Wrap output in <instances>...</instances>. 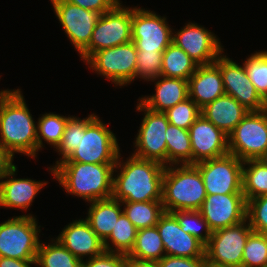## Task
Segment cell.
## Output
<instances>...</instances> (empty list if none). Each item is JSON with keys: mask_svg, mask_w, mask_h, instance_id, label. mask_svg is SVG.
<instances>
[{"mask_svg": "<svg viewBox=\"0 0 267 267\" xmlns=\"http://www.w3.org/2000/svg\"><path fill=\"white\" fill-rule=\"evenodd\" d=\"M156 227L167 256L205 257V245L191 234L185 233L171 213L165 212Z\"/></svg>", "mask_w": 267, "mask_h": 267, "instance_id": "cell-20", "label": "cell"}, {"mask_svg": "<svg viewBox=\"0 0 267 267\" xmlns=\"http://www.w3.org/2000/svg\"><path fill=\"white\" fill-rule=\"evenodd\" d=\"M164 113L171 125L189 130L190 126L200 116L201 109L190 98H187Z\"/></svg>", "mask_w": 267, "mask_h": 267, "instance_id": "cell-38", "label": "cell"}, {"mask_svg": "<svg viewBox=\"0 0 267 267\" xmlns=\"http://www.w3.org/2000/svg\"><path fill=\"white\" fill-rule=\"evenodd\" d=\"M55 239L81 261H84L86 257L89 259L105 251L104 242L84 218L70 222Z\"/></svg>", "mask_w": 267, "mask_h": 267, "instance_id": "cell-21", "label": "cell"}, {"mask_svg": "<svg viewBox=\"0 0 267 267\" xmlns=\"http://www.w3.org/2000/svg\"><path fill=\"white\" fill-rule=\"evenodd\" d=\"M249 80L257 93L267 103V50L255 51L244 60Z\"/></svg>", "mask_w": 267, "mask_h": 267, "instance_id": "cell-35", "label": "cell"}, {"mask_svg": "<svg viewBox=\"0 0 267 267\" xmlns=\"http://www.w3.org/2000/svg\"><path fill=\"white\" fill-rule=\"evenodd\" d=\"M242 267H267V235L253 231L248 236Z\"/></svg>", "mask_w": 267, "mask_h": 267, "instance_id": "cell-37", "label": "cell"}, {"mask_svg": "<svg viewBox=\"0 0 267 267\" xmlns=\"http://www.w3.org/2000/svg\"><path fill=\"white\" fill-rule=\"evenodd\" d=\"M246 219L254 232L267 235V194L247 201Z\"/></svg>", "mask_w": 267, "mask_h": 267, "instance_id": "cell-40", "label": "cell"}, {"mask_svg": "<svg viewBox=\"0 0 267 267\" xmlns=\"http://www.w3.org/2000/svg\"><path fill=\"white\" fill-rule=\"evenodd\" d=\"M40 242L36 254V265L38 267H81L82 261L76 258L54 237L50 243Z\"/></svg>", "mask_w": 267, "mask_h": 267, "instance_id": "cell-30", "label": "cell"}, {"mask_svg": "<svg viewBox=\"0 0 267 267\" xmlns=\"http://www.w3.org/2000/svg\"><path fill=\"white\" fill-rule=\"evenodd\" d=\"M88 203L90 206L85 220L104 242L112 233L119 216L123 213V205L113 197Z\"/></svg>", "mask_w": 267, "mask_h": 267, "instance_id": "cell-25", "label": "cell"}, {"mask_svg": "<svg viewBox=\"0 0 267 267\" xmlns=\"http://www.w3.org/2000/svg\"><path fill=\"white\" fill-rule=\"evenodd\" d=\"M21 89H11L0 101V144L14 160L16 154L37 157V122Z\"/></svg>", "mask_w": 267, "mask_h": 267, "instance_id": "cell-2", "label": "cell"}, {"mask_svg": "<svg viewBox=\"0 0 267 267\" xmlns=\"http://www.w3.org/2000/svg\"><path fill=\"white\" fill-rule=\"evenodd\" d=\"M13 161L0 144V176L13 164Z\"/></svg>", "mask_w": 267, "mask_h": 267, "instance_id": "cell-46", "label": "cell"}, {"mask_svg": "<svg viewBox=\"0 0 267 267\" xmlns=\"http://www.w3.org/2000/svg\"><path fill=\"white\" fill-rule=\"evenodd\" d=\"M166 20L155 11L132 7L131 33L137 51H165L173 38V28Z\"/></svg>", "mask_w": 267, "mask_h": 267, "instance_id": "cell-13", "label": "cell"}, {"mask_svg": "<svg viewBox=\"0 0 267 267\" xmlns=\"http://www.w3.org/2000/svg\"><path fill=\"white\" fill-rule=\"evenodd\" d=\"M85 63L92 71L115 86H127L135 80L137 49L133 41L94 52Z\"/></svg>", "mask_w": 267, "mask_h": 267, "instance_id": "cell-8", "label": "cell"}, {"mask_svg": "<svg viewBox=\"0 0 267 267\" xmlns=\"http://www.w3.org/2000/svg\"><path fill=\"white\" fill-rule=\"evenodd\" d=\"M72 116H64L55 113L41 114V117L37 121V154L44 147L43 140L53 146L54 150L58 147L61 142L66 123Z\"/></svg>", "mask_w": 267, "mask_h": 267, "instance_id": "cell-31", "label": "cell"}, {"mask_svg": "<svg viewBox=\"0 0 267 267\" xmlns=\"http://www.w3.org/2000/svg\"><path fill=\"white\" fill-rule=\"evenodd\" d=\"M126 260V254L104 251L95 257L86 258L81 267H125Z\"/></svg>", "mask_w": 267, "mask_h": 267, "instance_id": "cell-41", "label": "cell"}, {"mask_svg": "<svg viewBox=\"0 0 267 267\" xmlns=\"http://www.w3.org/2000/svg\"><path fill=\"white\" fill-rule=\"evenodd\" d=\"M188 89L189 98L200 109L225 95L220 68L215 63L198 65L188 80Z\"/></svg>", "mask_w": 267, "mask_h": 267, "instance_id": "cell-22", "label": "cell"}, {"mask_svg": "<svg viewBox=\"0 0 267 267\" xmlns=\"http://www.w3.org/2000/svg\"><path fill=\"white\" fill-rule=\"evenodd\" d=\"M167 166L192 164L189 130L169 124L166 130Z\"/></svg>", "mask_w": 267, "mask_h": 267, "instance_id": "cell-26", "label": "cell"}, {"mask_svg": "<svg viewBox=\"0 0 267 267\" xmlns=\"http://www.w3.org/2000/svg\"><path fill=\"white\" fill-rule=\"evenodd\" d=\"M132 7L118 2L110 11L101 14L92 32L89 45L79 54L85 62L94 52L132 41Z\"/></svg>", "mask_w": 267, "mask_h": 267, "instance_id": "cell-7", "label": "cell"}, {"mask_svg": "<svg viewBox=\"0 0 267 267\" xmlns=\"http://www.w3.org/2000/svg\"><path fill=\"white\" fill-rule=\"evenodd\" d=\"M32 214L19 215L0 223V257L35 260L40 245V227Z\"/></svg>", "mask_w": 267, "mask_h": 267, "instance_id": "cell-6", "label": "cell"}, {"mask_svg": "<svg viewBox=\"0 0 267 267\" xmlns=\"http://www.w3.org/2000/svg\"><path fill=\"white\" fill-rule=\"evenodd\" d=\"M165 249L156 226L138 230L128 257L138 260L158 261L165 256Z\"/></svg>", "mask_w": 267, "mask_h": 267, "instance_id": "cell-27", "label": "cell"}, {"mask_svg": "<svg viewBox=\"0 0 267 267\" xmlns=\"http://www.w3.org/2000/svg\"><path fill=\"white\" fill-rule=\"evenodd\" d=\"M137 232L138 230L123 212L112 229V233L104 241L105 251L127 255L134 246Z\"/></svg>", "mask_w": 267, "mask_h": 267, "instance_id": "cell-33", "label": "cell"}, {"mask_svg": "<svg viewBox=\"0 0 267 267\" xmlns=\"http://www.w3.org/2000/svg\"><path fill=\"white\" fill-rule=\"evenodd\" d=\"M192 164L229 153L228 135L218 129L202 114L189 128Z\"/></svg>", "mask_w": 267, "mask_h": 267, "instance_id": "cell-18", "label": "cell"}, {"mask_svg": "<svg viewBox=\"0 0 267 267\" xmlns=\"http://www.w3.org/2000/svg\"><path fill=\"white\" fill-rule=\"evenodd\" d=\"M125 267H158L157 261L133 259L127 256Z\"/></svg>", "mask_w": 267, "mask_h": 267, "instance_id": "cell-45", "label": "cell"}, {"mask_svg": "<svg viewBox=\"0 0 267 267\" xmlns=\"http://www.w3.org/2000/svg\"><path fill=\"white\" fill-rule=\"evenodd\" d=\"M171 214L177 219L185 233L191 234L204 245L208 243L212 231L198 210L175 211L171 212Z\"/></svg>", "mask_w": 267, "mask_h": 267, "instance_id": "cell-36", "label": "cell"}, {"mask_svg": "<svg viewBox=\"0 0 267 267\" xmlns=\"http://www.w3.org/2000/svg\"><path fill=\"white\" fill-rule=\"evenodd\" d=\"M248 112L249 110L235 98L226 94L201 109V114L227 135L235 129Z\"/></svg>", "mask_w": 267, "mask_h": 267, "instance_id": "cell-24", "label": "cell"}, {"mask_svg": "<svg viewBox=\"0 0 267 267\" xmlns=\"http://www.w3.org/2000/svg\"><path fill=\"white\" fill-rule=\"evenodd\" d=\"M214 32L197 23L188 22L174 32L172 43L180 47L196 64L214 63L224 48Z\"/></svg>", "mask_w": 267, "mask_h": 267, "instance_id": "cell-14", "label": "cell"}, {"mask_svg": "<svg viewBox=\"0 0 267 267\" xmlns=\"http://www.w3.org/2000/svg\"><path fill=\"white\" fill-rule=\"evenodd\" d=\"M50 3L65 35L80 54L89 45L92 32L101 14L64 0H50Z\"/></svg>", "mask_w": 267, "mask_h": 267, "instance_id": "cell-15", "label": "cell"}, {"mask_svg": "<svg viewBox=\"0 0 267 267\" xmlns=\"http://www.w3.org/2000/svg\"><path fill=\"white\" fill-rule=\"evenodd\" d=\"M267 149V108L249 111L228 135L229 153L246 161L258 159Z\"/></svg>", "mask_w": 267, "mask_h": 267, "instance_id": "cell-10", "label": "cell"}, {"mask_svg": "<svg viewBox=\"0 0 267 267\" xmlns=\"http://www.w3.org/2000/svg\"><path fill=\"white\" fill-rule=\"evenodd\" d=\"M17 168L13 163L0 176V207L27 212L37 194L48 182L35 181L31 178H15Z\"/></svg>", "mask_w": 267, "mask_h": 267, "instance_id": "cell-19", "label": "cell"}, {"mask_svg": "<svg viewBox=\"0 0 267 267\" xmlns=\"http://www.w3.org/2000/svg\"><path fill=\"white\" fill-rule=\"evenodd\" d=\"M149 81L155 83V94L144 97L142 95L137 100L152 111L164 113L189 98L188 81L185 79L160 75Z\"/></svg>", "mask_w": 267, "mask_h": 267, "instance_id": "cell-23", "label": "cell"}, {"mask_svg": "<svg viewBox=\"0 0 267 267\" xmlns=\"http://www.w3.org/2000/svg\"><path fill=\"white\" fill-rule=\"evenodd\" d=\"M206 196L202 175L194 164L165 166L162 188L165 212L199 210Z\"/></svg>", "mask_w": 267, "mask_h": 267, "instance_id": "cell-4", "label": "cell"}, {"mask_svg": "<svg viewBox=\"0 0 267 267\" xmlns=\"http://www.w3.org/2000/svg\"><path fill=\"white\" fill-rule=\"evenodd\" d=\"M136 110L144 113L134 140V147L136 149L131 154L137 158L156 161L167 166L165 134L170 123L166 114L148 109L139 100Z\"/></svg>", "mask_w": 267, "mask_h": 267, "instance_id": "cell-9", "label": "cell"}, {"mask_svg": "<svg viewBox=\"0 0 267 267\" xmlns=\"http://www.w3.org/2000/svg\"><path fill=\"white\" fill-rule=\"evenodd\" d=\"M197 67L198 64L174 43L163 52L161 76L188 81Z\"/></svg>", "mask_w": 267, "mask_h": 267, "instance_id": "cell-28", "label": "cell"}, {"mask_svg": "<svg viewBox=\"0 0 267 267\" xmlns=\"http://www.w3.org/2000/svg\"><path fill=\"white\" fill-rule=\"evenodd\" d=\"M115 165L60 162L53 177L68 195L92 202L112 197Z\"/></svg>", "mask_w": 267, "mask_h": 267, "instance_id": "cell-3", "label": "cell"}, {"mask_svg": "<svg viewBox=\"0 0 267 267\" xmlns=\"http://www.w3.org/2000/svg\"><path fill=\"white\" fill-rule=\"evenodd\" d=\"M252 232L247 219L212 232L205 245L206 260L218 265L242 267L244 247Z\"/></svg>", "mask_w": 267, "mask_h": 267, "instance_id": "cell-12", "label": "cell"}, {"mask_svg": "<svg viewBox=\"0 0 267 267\" xmlns=\"http://www.w3.org/2000/svg\"><path fill=\"white\" fill-rule=\"evenodd\" d=\"M31 265H36V261L0 257V267H32Z\"/></svg>", "mask_w": 267, "mask_h": 267, "instance_id": "cell-44", "label": "cell"}, {"mask_svg": "<svg viewBox=\"0 0 267 267\" xmlns=\"http://www.w3.org/2000/svg\"><path fill=\"white\" fill-rule=\"evenodd\" d=\"M242 192L246 201L267 194V166L258 159L244 161Z\"/></svg>", "mask_w": 267, "mask_h": 267, "instance_id": "cell-32", "label": "cell"}, {"mask_svg": "<svg viewBox=\"0 0 267 267\" xmlns=\"http://www.w3.org/2000/svg\"><path fill=\"white\" fill-rule=\"evenodd\" d=\"M121 159L119 153L113 172L112 197L120 202L162 201L165 166L132 154L127 160Z\"/></svg>", "mask_w": 267, "mask_h": 267, "instance_id": "cell-1", "label": "cell"}, {"mask_svg": "<svg viewBox=\"0 0 267 267\" xmlns=\"http://www.w3.org/2000/svg\"><path fill=\"white\" fill-rule=\"evenodd\" d=\"M263 164L267 166V149L265 152L258 158Z\"/></svg>", "mask_w": 267, "mask_h": 267, "instance_id": "cell-47", "label": "cell"}, {"mask_svg": "<svg viewBox=\"0 0 267 267\" xmlns=\"http://www.w3.org/2000/svg\"><path fill=\"white\" fill-rule=\"evenodd\" d=\"M86 10L97 11L100 14L110 11L121 0H64Z\"/></svg>", "mask_w": 267, "mask_h": 267, "instance_id": "cell-43", "label": "cell"}, {"mask_svg": "<svg viewBox=\"0 0 267 267\" xmlns=\"http://www.w3.org/2000/svg\"><path fill=\"white\" fill-rule=\"evenodd\" d=\"M95 116L96 114L92 113L88 115V117L81 119L74 115L67 121L61 142L54 150L58 152V154L61 156L59 160L55 162V165L53 164L52 166L47 167V170H49L52 175H54V167L58 163L67 159L71 155V153L77 148L80 140V131H82Z\"/></svg>", "mask_w": 267, "mask_h": 267, "instance_id": "cell-34", "label": "cell"}, {"mask_svg": "<svg viewBox=\"0 0 267 267\" xmlns=\"http://www.w3.org/2000/svg\"><path fill=\"white\" fill-rule=\"evenodd\" d=\"M204 267H231V266H224V265H218L209 261H205V266Z\"/></svg>", "mask_w": 267, "mask_h": 267, "instance_id": "cell-48", "label": "cell"}, {"mask_svg": "<svg viewBox=\"0 0 267 267\" xmlns=\"http://www.w3.org/2000/svg\"><path fill=\"white\" fill-rule=\"evenodd\" d=\"M244 161L226 155L194 164L200 171L207 195L243 194L242 166Z\"/></svg>", "mask_w": 267, "mask_h": 267, "instance_id": "cell-11", "label": "cell"}, {"mask_svg": "<svg viewBox=\"0 0 267 267\" xmlns=\"http://www.w3.org/2000/svg\"><path fill=\"white\" fill-rule=\"evenodd\" d=\"M116 134L96 115L80 131L77 148L62 162L116 164L120 153Z\"/></svg>", "mask_w": 267, "mask_h": 267, "instance_id": "cell-5", "label": "cell"}, {"mask_svg": "<svg viewBox=\"0 0 267 267\" xmlns=\"http://www.w3.org/2000/svg\"><path fill=\"white\" fill-rule=\"evenodd\" d=\"M198 211L214 232L246 220L247 201L243 194L207 195Z\"/></svg>", "mask_w": 267, "mask_h": 267, "instance_id": "cell-17", "label": "cell"}, {"mask_svg": "<svg viewBox=\"0 0 267 267\" xmlns=\"http://www.w3.org/2000/svg\"><path fill=\"white\" fill-rule=\"evenodd\" d=\"M163 52L137 51V66L135 78L144 81L152 80L161 75Z\"/></svg>", "mask_w": 267, "mask_h": 267, "instance_id": "cell-39", "label": "cell"}, {"mask_svg": "<svg viewBox=\"0 0 267 267\" xmlns=\"http://www.w3.org/2000/svg\"><path fill=\"white\" fill-rule=\"evenodd\" d=\"M1 76V75H0ZM10 89H4L0 91V101L1 99L7 94V92L9 91Z\"/></svg>", "mask_w": 267, "mask_h": 267, "instance_id": "cell-49", "label": "cell"}, {"mask_svg": "<svg viewBox=\"0 0 267 267\" xmlns=\"http://www.w3.org/2000/svg\"><path fill=\"white\" fill-rule=\"evenodd\" d=\"M206 257L188 258L179 256H163L157 261L158 267H204Z\"/></svg>", "mask_w": 267, "mask_h": 267, "instance_id": "cell-42", "label": "cell"}, {"mask_svg": "<svg viewBox=\"0 0 267 267\" xmlns=\"http://www.w3.org/2000/svg\"><path fill=\"white\" fill-rule=\"evenodd\" d=\"M214 63L220 68L226 95L235 98L249 111H262L267 108V103L249 80L244 64L239 65L223 53Z\"/></svg>", "mask_w": 267, "mask_h": 267, "instance_id": "cell-16", "label": "cell"}, {"mask_svg": "<svg viewBox=\"0 0 267 267\" xmlns=\"http://www.w3.org/2000/svg\"><path fill=\"white\" fill-rule=\"evenodd\" d=\"M123 212L137 230L154 227L165 213L162 201L121 202Z\"/></svg>", "mask_w": 267, "mask_h": 267, "instance_id": "cell-29", "label": "cell"}]
</instances>
